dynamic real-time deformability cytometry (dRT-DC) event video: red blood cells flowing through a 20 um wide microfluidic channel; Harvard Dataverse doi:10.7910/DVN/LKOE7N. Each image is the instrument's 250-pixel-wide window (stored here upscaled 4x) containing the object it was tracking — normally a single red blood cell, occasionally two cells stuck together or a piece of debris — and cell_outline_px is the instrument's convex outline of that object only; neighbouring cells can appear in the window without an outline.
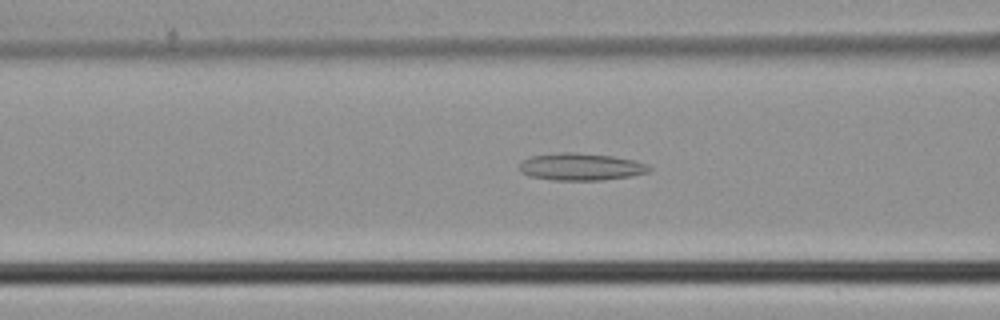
{"species": "common noctule bat (a hibernating species)", "species_latin": "Nyctalus noctula", "temperature_condition": "cold", "stored_images_in_passage": 46, "camera_frame_rate_fps": 3000, "um_per_image_px": 0.085, "animal": {"sex": "male", "body_mass_g": 21.5, "forearm_length_mm": 52.0}, "frame": {"image": 1, "passage_image": 18, "time_ms": 5.667, "image_size_px": [1000, 320], "cell_outline_px": [[652, 168], [648, 172], [632, 176], [604, 180], [552, 180], [528, 176], [520, 172], [520, 160], [532, 156], [560, 152], [576, 152], [612, 156], [636, 160], [648, 164]], "centroid_in_image_um": [49.38, 14.17], "position_along_channel_um": 117.2, "area_um2": 20.87}}
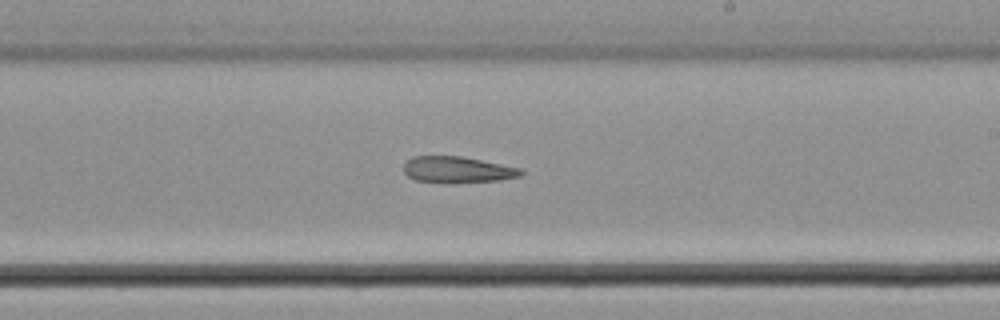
{"frame": {"image": 2, "passage_image": 27, "time_ms": 8.667, "image_size_px": [1000, 320], "cell_outline_px": [[524, 172], [520, 176], [500, 180], [452, 184], [448, 184], [416, 180], [408, 176], [404, 172], [404, 164], [412, 156], [460, 156], [520, 168]], "centroid_in_image_um": [38.86, 14.44], "position_along_channel_um": 250.1, "area_um2": 18.09}}
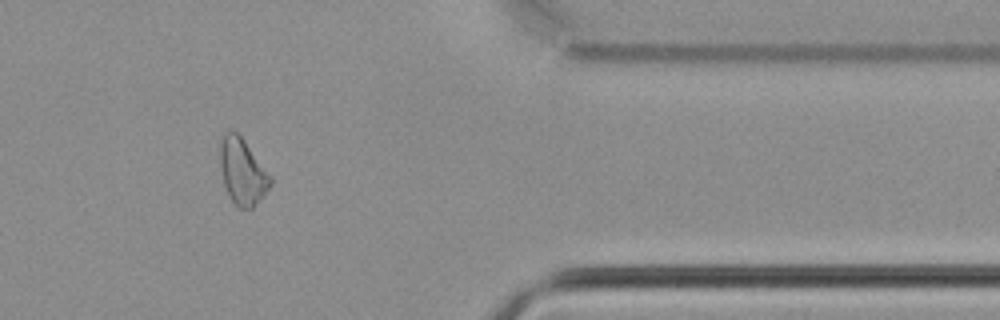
{"frame": {"image": 3, "passage_image": 38, "time_ms": 12.333, "image_size_px": [1000, 320], "cell_outline_px": [[272, 184], [252, 208], [240, 208], [232, 200], [224, 184], [220, 164], [220, 144], [224, 132], [236, 132], [244, 140], [272, 176]], "centroid_in_image_um": [20.62, 14.57], "position_along_channel_um": 390.8, "area_um2": 19.02}}